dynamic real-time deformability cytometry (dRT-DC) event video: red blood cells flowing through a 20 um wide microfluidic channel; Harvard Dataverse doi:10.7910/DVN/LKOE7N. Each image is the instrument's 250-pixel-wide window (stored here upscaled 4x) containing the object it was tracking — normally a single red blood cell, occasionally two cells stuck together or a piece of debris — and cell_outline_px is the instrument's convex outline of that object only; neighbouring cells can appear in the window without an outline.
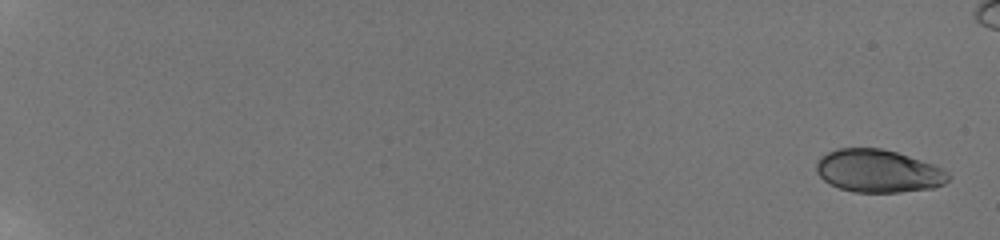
{"species": "human", "species_latin": "Homo sapiens", "temperature_condition": "room temperature", "stored_images_in_passage": 28, "camera_frame_rate_fps": 3000, "um_per_image_px": 0.085, "donor": {"sex": "male"}, "frame": {"image": 1, "passage_image": 1, "time_ms": 0.0, "image_size_px": [1000, 240], "cell_outline_px": [[952, 176], [944, 184], [932, 188], [900, 192], [852, 192], [840, 188], [824, 180], [816, 172], [816, 164], [820, 156], [836, 148], [880, 148], [896, 152], [944, 168]], "centroid_in_image_um": [74.66, 14.53], "position_along_channel_um": 10.3, "area_um2": 32.95}}
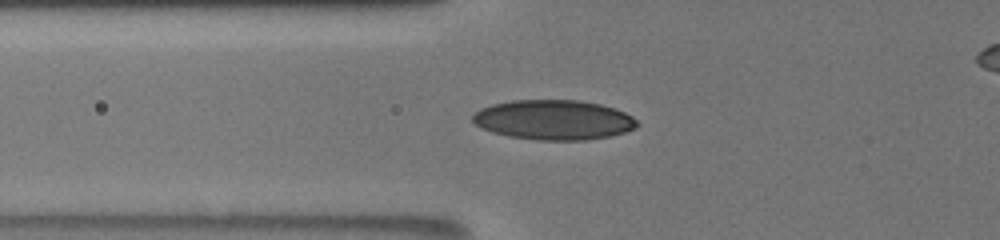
{"frame": {"image": 2, "passage_image": 21, "time_ms": 8.0, "image_size_px": [1000, 240], "cell_outline_px": [[640, 124], [636, 128], [624, 132], [608, 136], [588, 140], [540, 140], [508, 136], [492, 132], [480, 128], [472, 120], [472, 116], [480, 108], [492, 104], [512, 100], [580, 100], [600, 104], [616, 108], [632, 116]], "centroid_in_image_um": [47.07, 10.18], "position_along_channel_um": 78.7, "area_um2": 38.32}}